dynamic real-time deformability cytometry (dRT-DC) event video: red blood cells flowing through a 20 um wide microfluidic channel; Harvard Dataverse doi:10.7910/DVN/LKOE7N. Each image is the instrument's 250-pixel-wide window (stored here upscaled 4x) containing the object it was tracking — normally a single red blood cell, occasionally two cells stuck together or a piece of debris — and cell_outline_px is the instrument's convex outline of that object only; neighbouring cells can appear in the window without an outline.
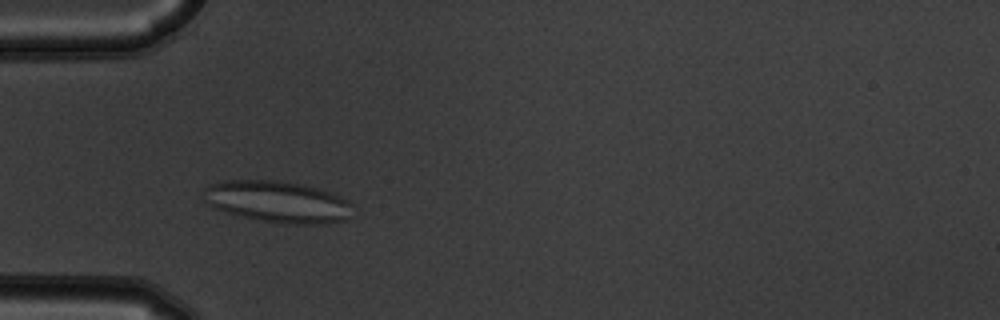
{"species": "common noctule bat (a hibernating species)", "species_latin": "Nyctalus noctula", "temperature_condition": "warm", "stored_images_in_passage": 43, "camera_frame_rate_fps": 3000, "um_per_image_px": 0.085, "animal": {"sex": "male", "body_mass_g": 19.5, "forearm_length_mm": 54.6}, "frame": {"image": 1, "passage_image": 6, "time_ms": 1.667, "image_size_px": [1000, 320], "cell_outline_px": [[352, 204], [344, 220], [320, 224], [288, 224], [260, 220], [228, 212], [216, 208], [208, 204], [204, 200], [204, 188], [208, 184], [224, 180], [280, 180], [300, 184], [316, 188], [340, 196], [348, 200]], "centroid_in_image_um": [23.55, 17.13], "position_along_channel_um": 61.5, "area_um2": 35.72}}
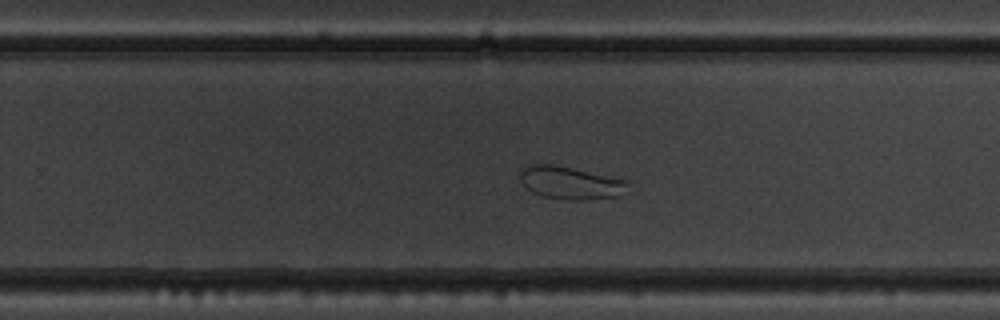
{"frame": {"image": 2, "passage_image": 24, "time_ms": 7.667, "image_size_px": [1000, 320], "cell_outline_px": [[628, 184], [616, 196], [588, 200], [568, 200], [544, 196], [532, 192], [520, 180], [520, 172], [528, 164], [556, 164], [628, 180]], "centroid_in_image_um": [48.44, 15.52], "position_along_channel_um": 281.4, "area_um2": 20.35}}
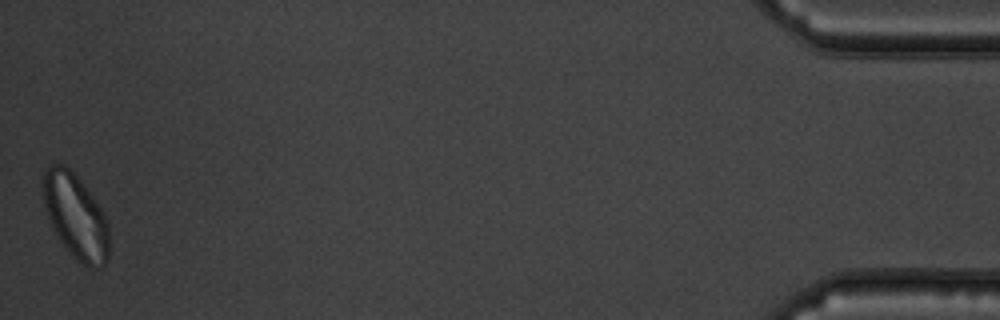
{"frame": {"image": 3, "passage_image": 43, "time_ms": 14.0, "image_size_px": [1000, 320], "cell_outline_px": [[108, 256], [104, 264], [92, 268], [88, 268], [76, 260], [60, 240], [48, 216], [44, 204], [44, 168], [52, 164], [64, 164], [80, 180], [96, 200], [108, 224]], "centroid_in_image_um": [6.44, 18.38], "position_along_channel_um": 428.8, "area_um2": 31.91}, "authors_computed_cell_mechanics": {"area_um2": 29.5358, "velocity_mm_per_s": 3.721, "shape_relaxation_time_tau1_ms": null, "shape_relaxation_time_tau2_ms": 1.5554, "deformation_change_tau1": null, "deformation_change_tau2": 0.059}}